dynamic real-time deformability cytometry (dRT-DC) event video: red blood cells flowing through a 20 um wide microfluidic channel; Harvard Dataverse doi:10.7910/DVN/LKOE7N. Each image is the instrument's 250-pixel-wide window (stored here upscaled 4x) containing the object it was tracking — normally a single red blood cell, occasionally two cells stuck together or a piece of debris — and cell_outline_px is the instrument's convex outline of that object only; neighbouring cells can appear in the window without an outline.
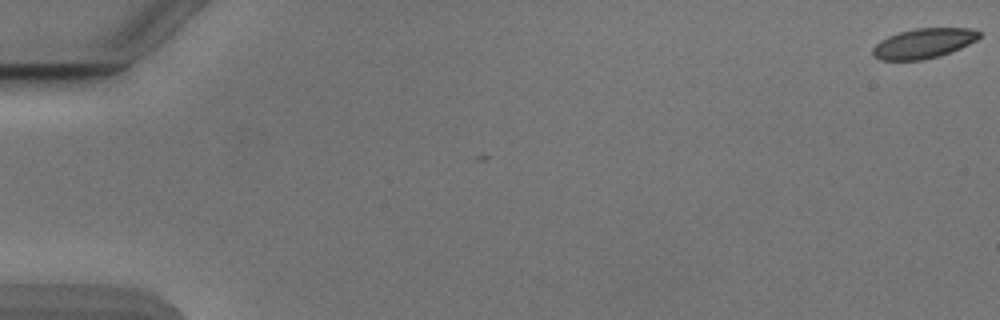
{"species": "Egyptian fruit bat (a non-hibernating species)", "species_latin": "Rousettus aegyptiacus", "temperature_condition": "cold", "stored_images_in_passage": 5, "camera_frame_rate_fps": 3000, "um_per_image_px": 0.085, "animal": {"sex": "male"}, "frame": {"image": 1, "passage_image": 1, "time_ms": 0.0, "image_size_px": [1000, 320], "cell_outline_px": [[980, 36], [976, 40], [960, 48], [924, 60], [880, 60], [872, 56], [872, 48], [880, 40], [888, 36], [900, 32], [916, 28], [968, 28], [980, 32]], "centroid_in_image_um": [78.45, 3.69], "position_along_channel_um": 6.6, "area_um2": 18.38}}